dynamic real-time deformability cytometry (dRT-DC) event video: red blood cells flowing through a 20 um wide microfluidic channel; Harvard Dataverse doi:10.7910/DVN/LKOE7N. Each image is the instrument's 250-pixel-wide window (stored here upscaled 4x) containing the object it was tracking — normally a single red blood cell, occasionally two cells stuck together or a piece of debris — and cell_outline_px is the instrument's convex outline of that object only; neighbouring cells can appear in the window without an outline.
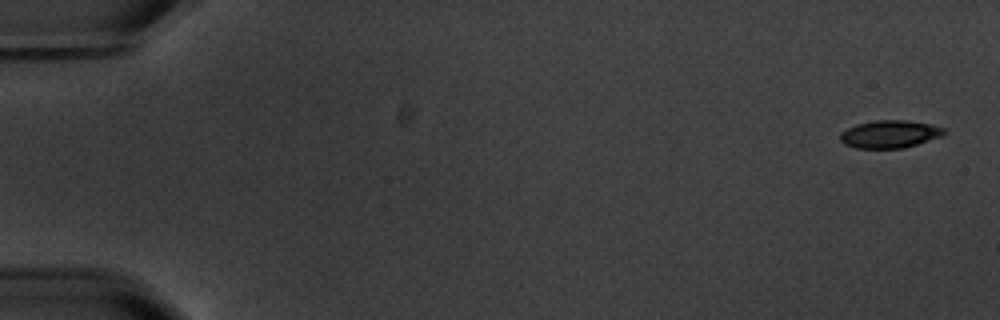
{"species": "common noctule bat (a hibernating species)", "species_latin": "Nyctalus noctula", "temperature_condition": "warm", "stored_images_in_passage": 6, "camera_frame_rate_fps": 3000, "um_per_image_px": 0.085, "animal": {"sex": "male", "body_mass_g": 20.1, "forearm_length_mm": 53.5}, "frame": {"image": 1, "passage_image": 1, "time_ms": 0.0, "image_size_px": [1000, 320], "cell_outline_px": [[948, 132], [940, 136], [904, 148], [856, 148], [844, 144], [840, 140], [840, 132], [856, 124], [876, 120], [904, 120], [928, 124], [944, 128]], "centroid_in_image_um": [75.59, 11.4], "position_along_channel_um": 9.4, "area_um2": 16.59}}
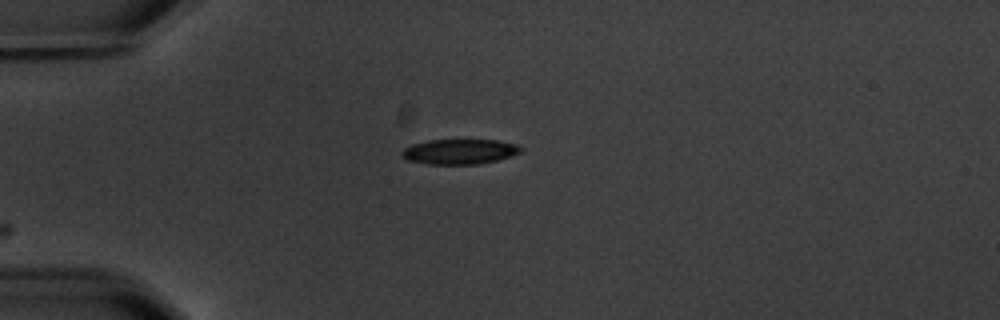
{"frame": {"image": 2, "passage_image": 5, "time_ms": 4.667, "image_size_px": [1000, 320], "cell_outline_px": [[524, 152], [512, 156], [496, 160], [476, 164], [428, 164], [408, 160], [400, 156], [400, 152], [404, 148], [412, 144], [428, 140], [496, 140], [516, 144], [524, 148]], "centroid_in_image_um": [39.08, 12.88], "position_along_channel_um": 45.9, "area_um2": 17.51}}